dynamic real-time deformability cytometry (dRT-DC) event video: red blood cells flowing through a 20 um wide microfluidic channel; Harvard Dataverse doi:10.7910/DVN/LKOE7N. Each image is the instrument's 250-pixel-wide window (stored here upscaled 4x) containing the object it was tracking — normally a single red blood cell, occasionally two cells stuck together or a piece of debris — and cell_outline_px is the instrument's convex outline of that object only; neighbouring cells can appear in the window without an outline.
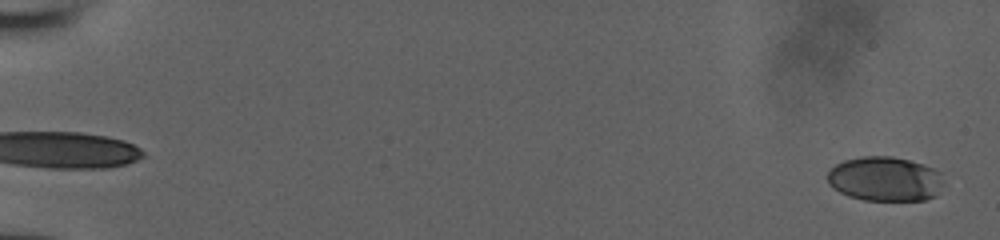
{"species": "human", "species_latin": "Homo sapiens", "temperature_condition": "room temperature", "stored_images_in_passage": 53, "camera_frame_rate_fps": 3000, "um_per_image_px": 0.085, "donor": {"sex": "male"}, "frame": {"image": 1, "passage_image": 2, "time_ms": 0.333, "image_size_px": [1000, 240], "cell_outline_px": [[948, 184], [936, 196], [924, 200], [864, 200], [848, 196], [840, 192], [828, 184], [828, 172], [836, 164], [844, 160], [864, 156], [892, 156], [908, 160], [932, 168], [940, 172]], "centroid_in_image_um": [75.29, 15.22], "position_along_channel_um": 9.7, "area_um2": 30.46}}
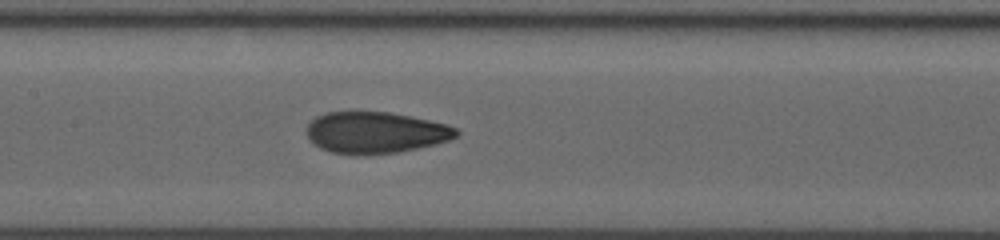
{"frame": {"image": 2, "passage_image": 29, "time_ms": 9.333, "image_size_px": [1000, 240], "cell_outline_px": [[460, 132], [456, 136], [448, 140], [436, 144], [400, 152], [364, 156], [352, 156], [332, 152], [320, 148], [308, 140], [304, 132], [308, 124], [316, 116], [328, 112], [388, 112], [428, 120], [444, 124], [456, 128]], "centroid_in_image_um": [31.85, 11.3], "position_along_channel_um": 175.5, "area_um2": 36.53}}
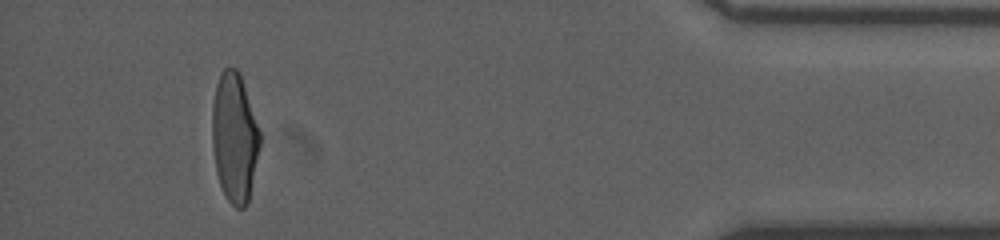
{"frame": {"image": 3, "passage_image": 50, "time_ms": 16.333, "image_size_px": [1000, 240], "cell_outline_px": [[260, 144], [248, 204], [244, 208], [236, 208], [228, 200], [220, 184], [216, 172], [212, 148], [212, 104], [216, 84], [220, 72], [224, 68], [236, 68], [240, 72], [260, 132]], "centroid_in_image_um": [19.92, 11.68], "position_along_channel_um": 415.3, "area_um2": 36.07}}